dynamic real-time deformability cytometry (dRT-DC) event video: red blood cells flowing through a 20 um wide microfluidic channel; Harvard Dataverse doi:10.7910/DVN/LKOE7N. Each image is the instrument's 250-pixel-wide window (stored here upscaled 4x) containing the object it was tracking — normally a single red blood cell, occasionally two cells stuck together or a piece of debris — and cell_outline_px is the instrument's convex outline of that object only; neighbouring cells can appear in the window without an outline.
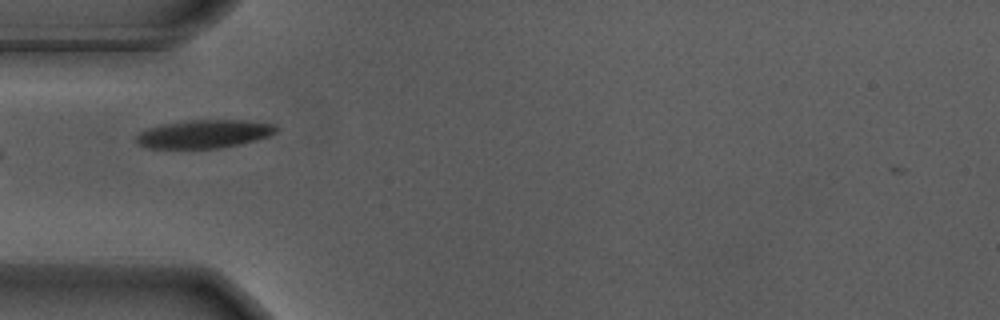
{"species": "Egyptian fruit bat (a non-hibernating species)", "species_latin": "Rousettus aegyptiacus", "temperature_condition": "warm", "stored_images_in_passage": 8, "camera_frame_rate_fps": 3000, "um_per_image_px": 0.085, "animal": {"sex": "male"}, "frame": {"image": 1, "passage_image": 2, "time_ms": 0.333, "image_size_px": [1000, 320], "cell_outline_px": [[280, 128], [276, 132], [268, 136], [256, 140], [240, 144], [220, 148], [144, 148], [136, 140], [136, 136], [140, 132], [148, 128], [164, 124], [192, 120], [244, 120], [276, 124]], "centroid_in_image_um": [17.39, 11.38], "position_along_channel_um": 67.6, "area_um2": 23.0}}